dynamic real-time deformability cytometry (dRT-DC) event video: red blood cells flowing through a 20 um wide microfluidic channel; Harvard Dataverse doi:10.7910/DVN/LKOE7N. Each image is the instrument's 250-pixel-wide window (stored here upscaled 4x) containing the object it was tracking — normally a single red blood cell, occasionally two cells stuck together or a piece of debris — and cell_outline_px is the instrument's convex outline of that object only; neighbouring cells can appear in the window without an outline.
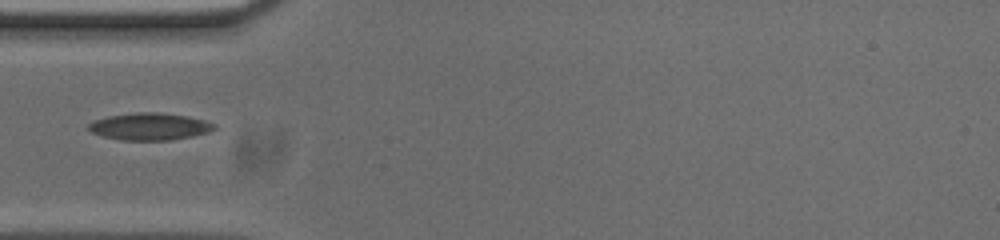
{"species": "common noctule bat (a hibernating species)", "species_latin": "Nyctalus noctula", "temperature_condition": "cold", "stored_images_in_passage": 38, "camera_frame_rate_fps": 3000, "um_per_image_px": 0.085, "animal": {"sex": "male", "body_mass_g": 20.0, "forearm_length_mm": 53.3}, "frame": {"image": 1, "passage_image": 1, "time_ms": 0.0, "image_size_px": [1000, 240], "cell_outline_px": [[216, 128], [208, 132], [192, 136], [168, 140], [124, 140], [104, 136], [92, 132], [88, 128], [88, 124], [96, 120], [108, 116], [136, 112], [160, 112], [188, 116], [204, 120], [216, 124]], "centroid_in_image_um": [12.75, 10.74], "position_along_channel_um": 72.2, "area_um2": 19.71}}
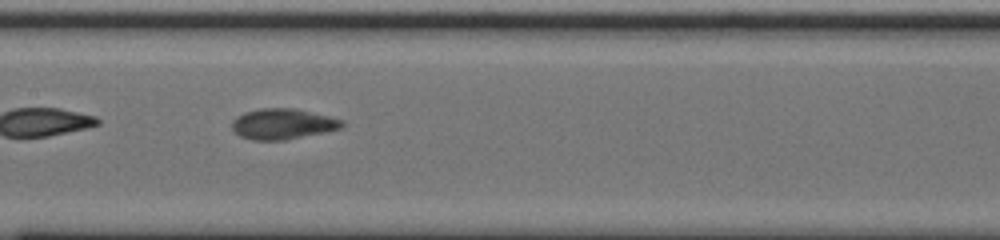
{"frame": {"image": 2, "passage_image": 10, "time_ms": 3.0, "image_size_px": [1000, 240], "cell_outline_px": [[344, 124], [340, 128], [324, 132], [284, 140], [252, 140], [240, 136], [232, 128], [232, 120], [236, 116], [244, 112], [260, 108], [292, 108], [328, 116], [344, 120]], "centroid_in_image_um": [23.99, 10.53], "position_along_channel_um": 183.4, "area_um2": 19.48}}
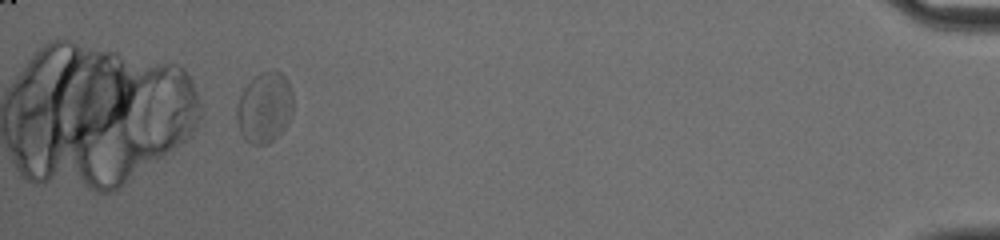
{"frame": {"image": 3, "passage_image": 35, "time_ms": 11.333, "image_size_px": [1000, 240], "cell_outline_px": [[292, 112], [284, 128], [268, 144], [252, 144], [244, 140], [240, 132], [236, 120], [236, 108], [240, 96], [244, 88], [260, 72], [272, 68], [280, 72], [288, 80], [292, 92]], "centroid_in_image_um": [22.47, 9.12], "position_along_channel_um": 412.7, "area_um2": 23.24}}